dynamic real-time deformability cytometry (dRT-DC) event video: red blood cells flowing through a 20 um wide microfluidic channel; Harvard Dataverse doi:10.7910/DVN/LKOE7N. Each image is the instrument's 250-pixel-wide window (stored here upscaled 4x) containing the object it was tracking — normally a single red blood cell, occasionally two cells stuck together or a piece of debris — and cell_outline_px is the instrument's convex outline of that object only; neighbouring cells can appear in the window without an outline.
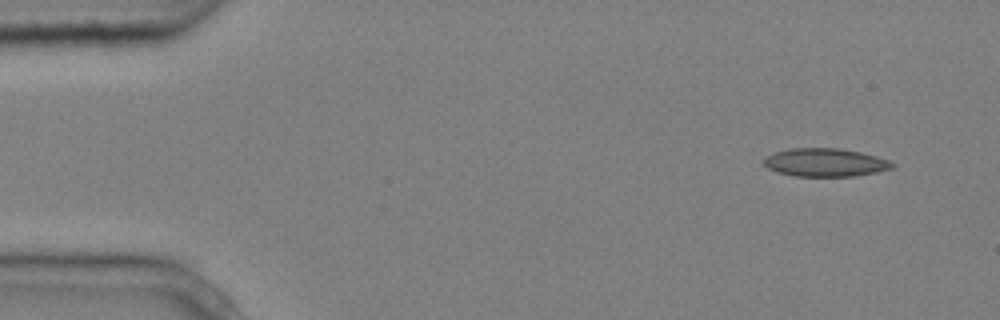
{"species": "common noctule bat (a hibernating species)", "species_latin": "Nyctalus noctula", "temperature_condition": "cold", "stored_images_in_passage": 4, "camera_frame_rate_fps": 3000, "um_per_image_px": 0.085, "animal": {"sex": "male", "body_mass_g": 20.4}, "frame": {"image": 1, "passage_image": 1, "time_ms": 0.0, "image_size_px": [1000, 320], "cell_outline_px": [[896, 164], [892, 168], [876, 172], [852, 176], [796, 176], [776, 172], [768, 168], [764, 164], [764, 156], [772, 152], [792, 148], [840, 148], [860, 152], [876, 156], [888, 160]], "centroid_in_image_um": [70.11, 13.8], "position_along_channel_um": 14.9, "area_um2": 21.15}}
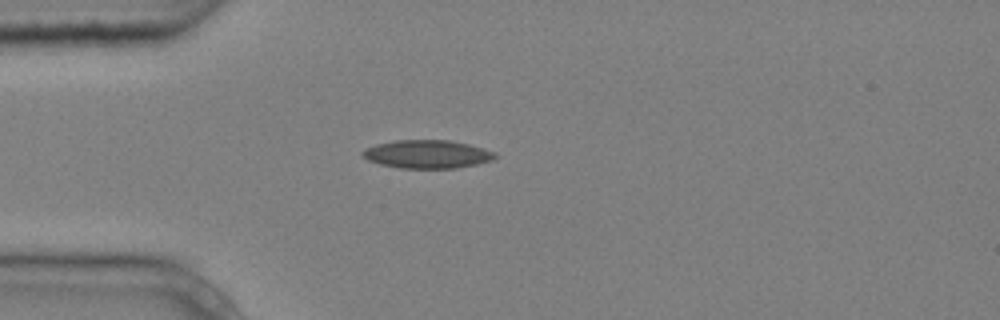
{"frame": {"image": 2, "passage_image": 4, "time_ms": 1.0, "image_size_px": [1000, 320], "cell_outline_px": [[496, 156], [492, 160], [476, 164], [456, 168], [400, 168], [380, 164], [368, 160], [360, 156], [360, 152], [364, 148], [376, 144], [396, 140], [448, 140], [468, 144], [484, 148], [496, 152]], "centroid_in_image_um": [36.27, 13.1], "position_along_channel_um": 48.7, "area_um2": 21.91}}